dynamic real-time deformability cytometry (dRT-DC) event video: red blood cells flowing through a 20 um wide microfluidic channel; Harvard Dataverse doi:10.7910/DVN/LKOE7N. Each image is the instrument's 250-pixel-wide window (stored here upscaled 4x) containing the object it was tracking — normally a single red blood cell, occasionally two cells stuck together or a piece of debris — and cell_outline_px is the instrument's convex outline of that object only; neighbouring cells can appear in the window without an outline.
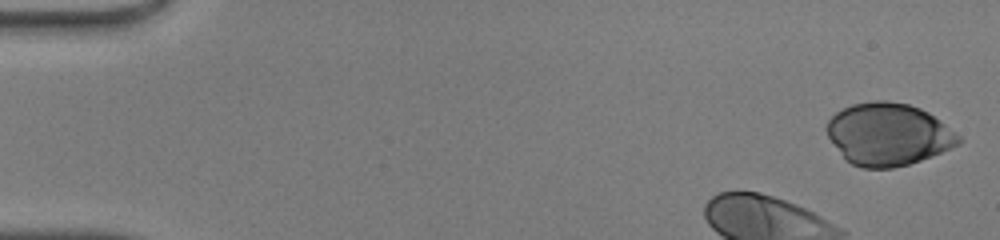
{"species": "human", "species_latin": "Homo sapiens", "temperature_condition": "warm", "stored_images_in_passage": 36, "camera_frame_rate_fps": 3000, "um_per_image_px": 0.085, "donor": {"sex": "male"}, "frame": {"image": 1, "passage_image": 1, "time_ms": 0.0, "image_size_px": [1000, 240], "cell_outline_px": [[964, 140], [960, 144], [920, 160], [908, 164], [892, 168], [864, 168], [852, 164], [844, 156], [828, 136], [824, 128], [828, 120], [836, 112], [852, 104], [872, 100], [884, 100], [908, 104], [920, 108], [928, 112], [940, 120], [960, 136]], "centroid_in_image_um": [75.51, 11.39], "position_along_channel_um": 9.5, "area_um2": 47.63}}
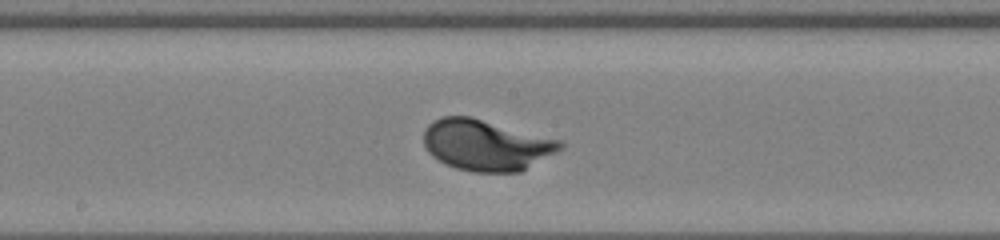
{"frame": {"image": 2, "passage_image": 22, "time_ms": 7.0, "image_size_px": [1000, 240], "cell_outline_px": [[564, 148], [520, 172], [472, 172], [456, 168], [432, 156], [424, 148], [424, 128], [432, 120], [444, 116], [468, 116], [560, 140], [564, 144]], "centroid_in_image_um": [41.3, 12.33], "position_along_channel_um": 206.9, "area_um2": 40.34}}
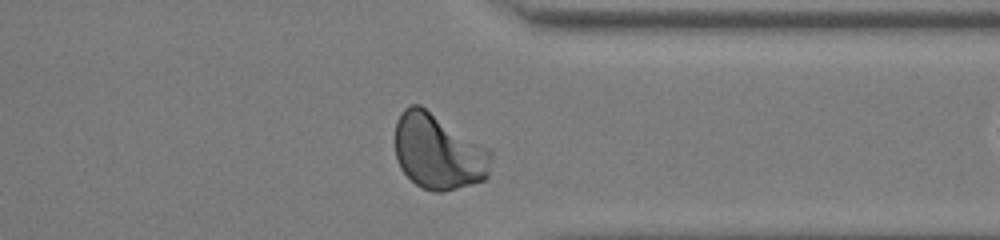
{"frame": {"image": 3, "passage_image": 34, "time_ms": 11.0, "image_size_px": [1000, 240], "cell_outline_px": [[492, 156], [488, 176], [484, 180], [444, 192], [432, 192], [420, 188], [400, 168], [396, 160], [396, 120], [400, 112], [404, 108], [412, 104], [420, 104], [488, 148], [492, 152]], "centroid_in_image_um": [37.24, 12.9], "position_along_channel_um": 374.2, "area_um2": 42.37}}